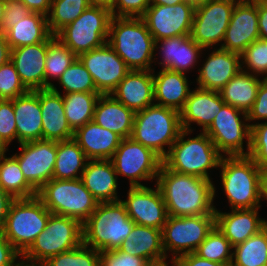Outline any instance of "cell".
<instances>
[{
    "mask_svg": "<svg viewBox=\"0 0 267 266\" xmlns=\"http://www.w3.org/2000/svg\"><path fill=\"white\" fill-rule=\"evenodd\" d=\"M88 159L77 142L71 138L57 141V154L53 170L54 179H79Z\"/></svg>",
    "mask_w": 267,
    "mask_h": 266,
    "instance_id": "cell-35",
    "label": "cell"
},
{
    "mask_svg": "<svg viewBox=\"0 0 267 266\" xmlns=\"http://www.w3.org/2000/svg\"><path fill=\"white\" fill-rule=\"evenodd\" d=\"M76 58L59 38L51 34L45 60V89L51 88Z\"/></svg>",
    "mask_w": 267,
    "mask_h": 266,
    "instance_id": "cell-38",
    "label": "cell"
},
{
    "mask_svg": "<svg viewBox=\"0 0 267 266\" xmlns=\"http://www.w3.org/2000/svg\"><path fill=\"white\" fill-rule=\"evenodd\" d=\"M0 187L14 199L37 196V190L25 179L12 155L0 156Z\"/></svg>",
    "mask_w": 267,
    "mask_h": 266,
    "instance_id": "cell-37",
    "label": "cell"
},
{
    "mask_svg": "<svg viewBox=\"0 0 267 266\" xmlns=\"http://www.w3.org/2000/svg\"><path fill=\"white\" fill-rule=\"evenodd\" d=\"M50 214L37 196L14 199L2 230L5 238L22 255L46 228Z\"/></svg>",
    "mask_w": 267,
    "mask_h": 266,
    "instance_id": "cell-8",
    "label": "cell"
},
{
    "mask_svg": "<svg viewBox=\"0 0 267 266\" xmlns=\"http://www.w3.org/2000/svg\"><path fill=\"white\" fill-rule=\"evenodd\" d=\"M201 57L206 58L203 61L200 58L194 81L196 87L201 89L219 91L242 70L241 55L238 53L222 48H207L202 51Z\"/></svg>",
    "mask_w": 267,
    "mask_h": 266,
    "instance_id": "cell-19",
    "label": "cell"
},
{
    "mask_svg": "<svg viewBox=\"0 0 267 266\" xmlns=\"http://www.w3.org/2000/svg\"><path fill=\"white\" fill-rule=\"evenodd\" d=\"M100 252L83 243L45 261L43 266H100Z\"/></svg>",
    "mask_w": 267,
    "mask_h": 266,
    "instance_id": "cell-43",
    "label": "cell"
},
{
    "mask_svg": "<svg viewBox=\"0 0 267 266\" xmlns=\"http://www.w3.org/2000/svg\"><path fill=\"white\" fill-rule=\"evenodd\" d=\"M247 117L250 127L261 121H267V78H262L256 99L252 108L247 112Z\"/></svg>",
    "mask_w": 267,
    "mask_h": 266,
    "instance_id": "cell-51",
    "label": "cell"
},
{
    "mask_svg": "<svg viewBox=\"0 0 267 266\" xmlns=\"http://www.w3.org/2000/svg\"><path fill=\"white\" fill-rule=\"evenodd\" d=\"M189 76L169 69H153L154 102L156 105L181 111L191 91ZM190 84V85H189Z\"/></svg>",
    "mask_w": 267,
    "mask_h": 266,
    "instance_id": "cell-30",
    "label": "cell"
},
{
    "mask_svg": "<svg viewBox=\"0 0 267 266\" xmlns=\"http://www.w3.org/2000/svg\"><path fill=\"white\" fill-rule=\"evenodd\" d=\"M188 1H190V2H192V3H194L196 5V4L205 2L206 0H188Z\"/></svg>",
    "mask_w": 267,
    "mask_h": 266,
    "instance_id": "cell-65",
    "label": "cell"
},
{
    "mask_svg": "<svg viewBox=\"0 0 267 266\" xmlns=\"http://www.w3.org/2000/svg\"><path fill=\"white\" fill-rule=\"evenodd\" d=\"M193 133L190 130H181L168 154L162 159L163 164L180 174L213 180L209 172L219 169L223 155L205 132H197L191 138Z\"/></svg>",
    "mask_w": 267,
    "mask_h": 266,
    "instance_id": "cell-2",
    "label": "cell"
},
{
    "mask_svg": "<svg viewBox=\"0 0 267 266\" xmlns=\"http://www.w3.org/2000/svg\"><path fill=\"white\" fill-rule=\"evenodd\" d=\"M10 50L5 34L0 31V66L10 60Z\"/></svg>",
    "mask_w": 267,
    "mask_h": 266,
    "instance_id": "cell-57",
    "label": "cell"
},
{
    "mask_svg": "<svg viewBox=\"0 0 267 266\" xmlns=\"http://www.w3.org/2000/svg\"><path fill=\"white\" fill-rule=\"evenodd\" d=\"M231 266H267V231L265 228L233 247Z\"/></svg>",
    "mask_w": 267,
    "mask_h": 266,
    "instance_id": "cell-39",
    "label": "cell"
},
{
    "mask_svg": "<svg viewBox=\"0 0 267 266\" xmlns=\"http://www.w3.org/2000/svg\"><path fill=\"white\" fill-rule=\"evenodd\" d=\"M260 194L261 200L267 201V166L260 168Z\"/></svg>",
    "mask_w": 267,
    "mask_h": 266,
    "instance_id": "cell-58",
    "label": "cell"
},
{
    "mask_svg": "<svg viewBox=\"0 0 267 266\" xmlns=\"http://www.w3.org/2000/svg\"><path fill=\"white\" fill-rule=\"evenodd\" d=\"M48 46L49 37L44 42L10 50V61L29 91L45 89V60Z\"/></svg>",
    "mask_w": 267,
    "mask_h": 266,
    "instance_id": "cell-23",
    "label": "cell"
},
{
    "mask_svg": "<svg viewBox=\"0 0 267 266\" xmlns=\"http://www.w3.org/2000/svg\"><path fill=\"white\" fill-rule=\"evenodd\" d=\"M73 139L84 151L88 160H111L122 138L94 120L74 131Z\"/></svg>",
    "mask_w": 267,
    "mask_h": 266,
    "instance_id": "cell-29",
    "label": "cell"
},
{
    "mask_svg": "<svg viewBox=\"0 0 267 266\" xmlns=\"http://www.w3.org/2000/svg\"><path fill=\"white\" fill-rule=\"evenodd\" d=\"M181 130L179 111L153 104L135 112L131 138L163 159Z\"/></svg>",
    "mask_w": 267,
    "mask_h": 266,
    "instance_id": "cell-6",
    "label": "cell"
},
{
    "mask_svg": "<svg viewBox=\"0 0 267 266\" xmlns=\"http://www.w3.org/2000/svg\"><path fill=\"white\" fill-rule=\"evenodd\" d=\"M37 197L52 214L76 219L81 224L96 210L99 203L81 178H53L37 191Z\"/></svg>",
    "mask_w": 267,
    "mask_h": 266,
    "instance_id": "cell-7",
    "label": "cell"
},
{
    "mask_svg": "<svg viewBox=\"0 0 267 266\" xmlns=\"http://www.w3.org/2000/svg\"><path fill=\"white\" fill-rule=\"evenodd\" d=\"M181 2H190L188 0H150V5H176Z\"/></svg>",
    "mask_w": 267,
    "mask_h": 266,
    "instance_id": "cell-60",
    "label": "cell"
},
{
    "mask_svg": "<svg viewBox=\"0 0 267 266\" xmlns=\"http://www.w3.org/2000/svg\"><path fill=\"white\" fill-rule=\"evenodd\" d=\"M83 243L82 224L73 218L50 214L46 228L21 255L25 261L43 264L49 258Z\"/></svg>",
    "mask_w": 267,
    "mask_h": 266,
    "instance_id": "cell-9",
    "label": "cell"
},
{
    "mask_svg": "<svg viewBox=\"0 0 267 266\" xmlns=\"http://www.w3.org/2000/svg\"><path fill=\"white\" fill-rule=\"evenodd\" d=\"M205 133L223 156L249 153L251 127L247 113L238 108L225 104Z\"/></svg>",
    "mask_w": 267,
    "mask_h": 266,
    "instance_id": "cell-12",
    "label": "cell"
},
{
    "mask_svg": "<svg viewBox=\"0 0 267 266\" xmlns=\"http://www.w3.org/2000/svg\"><path fill=\"white\" fill-rule=\"evenodd\" d=\"M100 95V92L62 94L67 122L73 131L93 120L95 105Z\"/></svg>",
    "mask_w": 267,
    "mask_h": 266,
    "instance_id": "cell-36",
    "label": "cell"
},
{
    "mask_svg": "<svg viewBox=\"0 0 267 266\" xmlns=\"http://www.w3.org/2000/svg\"><path fill=\"white\" fill-rule=\"evenodd\" d=\"M248 156L259 168L267 166V121L251 126Z\"/></svg>",
    "mask_w": 267,
    "mask_h": 266,
    "instance_id": "cell-46",
    "label": "cell"
},
{
    "mask_svg": "<svg viewBox=\"0 0 267 266\" xmlns=\"http://www.w3.org/2000/svg\"><path fill=\"white\" fill-rule=\"evenodd\" d=\"M220 185L229 209L262 206L260 168L248 155L223 156L219 169Z\"/></svg>",
    "mask_w": 267,
    "mask_h": 266,
    "instance_id": "cell-4",
    "label": "cell"
},
{
    "mask_svg": "<svg viewBox=\"0 0 267 266\" xmlns=\"http://www.w3.org/2000/svg\"><path fill=\"white\" fill-rule=\"evenodd\" d=\"M264 228H265L266 231H267V219H265Z\"/></svg>",
    "mask_w": 267,
    "mask_h": 266,
    "instance_id": "cell-67",
    "label": "cell"
},
{
    "mask_svg": "<svg viewBox=\"0 0 267 266\" xmlns=\"http://www.w3.org/2000/svg\"><path fill=\"white\" fill-rule=\"evenodd\" d=\"M203 50L190 35L157 40L154 48V67L158 64L160 69H169L185 74L194 72V69H198L199 65L197 64L200 62Z\"/></svg>",
    "mask_w": 267,
    "mask_h": 266,
    "instance_id": "cell-20",
    "label": "cell"
},
{
    "mask_svg": "<svg viewBox=\"0 0 267 266\" xmlns=\"http://www.w3.org/2000/svg\"><path fill=\"white\" fill-rule=\"evenodd\" d=\"M111 161L118 178L128 179L129 187L146 186L142 181L155 180L163 163L152 149L134 141L131 137L121 140ZM120 176V177H119Z\"/></svg>",
    "mask_w": 267,
    "mask_h": 266,
    "instance_id": "cell-13",
    "label": "cell"
},
{
    "mask_svg": "<svg viewBox=\"0 0 267 266\" xmlns=\"http://www.w3.org/2000/svg\"><path fill=\"white\" fill-rule=\"evenodd\" d=\"M151 262L119 249L100 252V266H148Z\"/></svg>",
    "mask_w": 267,
    "mask_h": 266,
    "instance_id": "cell-48",
    "label": "cell"
},
{
    "mask_svg": "<svg viewBox=\"0 0 267 266\" xmlns=\"http://www.w3.org/2000/svg\"><path fill=\"white\" fill-rule=\"evenodd\" d=\"M134 224L120 200L98 203L82 224L83 244L99 251L118 249Z\"/></svg>",
    "mask_w": 267,
    "mask_h": 266,
    "instance_id": "cell-5",
    "label": "cell"
},
{
    "mask_svg": "<svg viewBox=\"0 0 267 266\" xmlns=\"http://www.w3.org/2000/svg\"><path fill=\"white\" fill-rule=\"evenodd\" d=\"M28 91L10 60L0 66V99H15Z\"/></svg>",
    "mask_w": 267,
    "mask_h": 266,
    "instance_id": "cell-45",
    "label": "cell"
},
{
    "mask_svg": "<svg viewBox=\"0 0 267 266\" xmlns=\"http://www.w3.org/2000/svg\"><path fill=\"white\" fill-rule=\"evenodd\" d=\"M175 265L176 266H231L229 264L219 263L200 258L195 253H188L178 257L175 260Z\"/></svg>",
    "mask_w": 267,
    "mask_h": 266,
    "instance_id": "cell-53",
    "label": "cell"
},
{
    "mask_svg": "<svg viewBox=\"0 0 267 266\" xmlns=\"http://www.w3.org/2000/svg\"><path fill=\"white\" fill-rule=\"evenodd\" d=\"M242 71L267 78V40L257 39L241 54Z\"/></svg>",
    "mask_w": 267,
    "mask_h": 266,
    "instance_id": "cell-44",
    "label": "cell"
},
{
    "mask_svg": "<svg viewBox=\"0 0 267 266\" xmlns=\"http://www.w3.org/2000/svg\"><path fill=\"white\" fill-rule=\"evenodd\" d=\"M13 101L16 120L17 143L42 139V115L40 90L28 91Z\"/></svg>",
    "mask_w": 267,
    "mask_h": 266,
    "instance_id": "cell-26",
    "label": "cell"
},
{
    "mask_svg": "<svg viewBox=\"0 0 267 266\" xmlns=\"http://www.w3.org/2000/svg\"><path fill=\"white\" fill-rule=\"evenodd\" d=\"M42 139L63 141L73 138L74 131L67 122L63 96L51 88L40 90Z\"/></svg>",
    "mask_w": 267,
    "mask_h": 266,
    "instance_id": "cell-28",
    "label": "cell"
},
{
    "mask_svg": "<svg viewBox=\"0 0 267 266\" xmlns=\"http://www.w3.org/2000/svg\"><path fill=\"white\" fill-rule=\"evenodd\" d=\"M19 259H21V254L5 238L3 231L0 230V266H13Z\"/></svg>",
    "mask_w": 267,
    "mask_h": 266,
    "instance_id": "cell-52",
    "label": "cell"
},
{
    "mask_svg": "<svg viewBox=\"0 0 267 266\" xmlns=\"http://www.w3.org/2000/svg\"><path fill=\"white\" fill-rule=\"evenodd\" d=\"M224 105L225 102L219 91L205 90L195 86L191 89L184 108L180 111L182 129L194 132L196 128L193 125L196 124L200 132H205Z\"/></svg>",
    "mask_w": 267,
    "mask_h": 266,
    "instance_id": "cell-22",
    "label": "cell"
},
{
    "mask_svg": "<svg viewBox=\"0 0 267 266\" xmlns=\"http://www.w3.org/2000/svg\"><path fill=\"white\" fill-rule=\"evenodd\" d=\"M148 266H176V265H175V260L164 259L161 261L151 262Z\"/></svg>",
    "mask_w": 267,
    "mask_h": 266,
    "instance_id": "cell-61",
    "label": "cell"
},
{
    "mask_svg": "<svg viewBox=\"0 0 267 266\" xmlns=\"http://www.w3.org/2000/svg\"><path fill=\"white\" fill-rule=\"evenodd\" d=\"M240 1L257 2V1H266V0H240Z\"/></svg>",
    "mask_w": 267,
    "mask_h": 266,
    "instance_id": "cell-66",
    "label": "cell"
},
{
    "mask_svg": "<svg viewBox=\"0 0 267 266\" xmlns=\"http://www.w3.org/2000/svg\"><path fill=\"white\" fill-rule=\"evenodd\" d=\"M8 151L9 149L0 140V156L6 154Z\"/></svg>",
    "mask_w": 267,
    "mask_h": 266,
    "instance_id": "cell-64",
    "label": "cell"
},
{
    "mask_svg": "<svg viewBox=\"0 0 267 266\" xmlns=\"http://www.w3.org/2000/svg\"><path fill=\"white\" fill-rule=\"evenodd\" d=\"M115 0H89L90 6L102 7L110 12L113 10Z\"/></svg>",
    "mask_w": 267,
    "mask_h": 266,
    "instance_id": "cell-59",
    "label": "cell"
},
{
    "mask_svg": "<svg viewBox=\"0 0 267 266\" xmlns=\"http://www.w3.org/2000/svg\"><path fill=\"white\" fill-rule=\"evenodd\" d=\"M13 266H43L42 264L32 263L23 260L22 258L19 259Z\"/></svg>",
    "mask_w": 267,
    "mask_h": 266,
    "instance_id": "cell-62",
    "label": "cell"
},
{
    "mask_svg": "<svg viewBox=\"0 0 267 266\" xmlns=\"http://www.w3.org/2000/svg\"><path fill=\"white\" fill-rule=\"evenodd\" d=\"M259 209H230L228 212L215 211V225L229 240L232 246L246 241L249 237L264 229L265 218L259 214Z\"/></svg>",
    "mask_w": 267,
    "mask_h": 266,
    "instance_id": "cell-24",
    "label": "cell"
},
{
    "mask_svg": "<svg viewBox=\"0 0 267 266\" xmlns=\"http://www.w3.org/2000/svg\"><path fill=\"white\" fill-rule=\"evenodd\" d=\"M261 81V77L241 70L219 93L225 104L247 113L254 104Z\"/></svg>",
    "mask_w": 267,
    "mask_h": 266,
    "instance_id": "cell-33",
    "label": "cell"
},
{
    "mask_svg": "<svg viewBox=\"0 0 267 266\" xmlns=\"http://www.w3.org/2000/svg\"><path fill=\"white\" fill-rule=\"evenodd\" d=\"M134 116L132 109L127 108L111 94H101L95 105L93 120L124 139L131 137Z\"/></svg>",
    "mask_w": 267,
    "mask_h": 266,
    "instance_id": "cell-31",
    "label": "cell"
},
{
    "mask_svg": "<svg viewBox=\"0 0 267 266\" xmlns=\"http://www.w3.org/2000/svg\"><path fill=\"white\" fill-rule=\"evenodd\" d=\"M214 226L215 215L168 216L162 229L165 256L176 260L182 255L194 253Z\"/></svg>",
    "mask_w": 267,
    "mask_h": 266,
    "instance_id": "cell-11",
    "label": "cell"
},
{
    "mask_svg": "<svg viewBox=\"0 0 267 266\" xmlns=\"http://www.w3.org/2000/svg\"><path fill=\"white\" fill-rule=\"evenodd\" d=\"M4 6H5V0H0V28H1L3 15H4Z\"/></svg>",
    "mask_w": 267,
    "mask_h": 266,
    "instance_id": "cell-63",
    "label": "cell"
},
{
    "mask_svg": "<svg viewBox=\"0 0 267 266\" xmlns=\"http://www.w3.org/2000/svg\"><path fill=\"white\" fill-rule=\"evenodd\" d=\"M194 253L206 260L231 265L233 246L215 225Z\"/></svg>",
    "mask_w": 267,
    "mask_h": 266,
    "instance_id": "cell-42",
    "label": "cell"
},
{
    "mask_svg": "<svg viewBox=\"0 0 267 266\" xmlns=\"http://www.w3.org/2000/svg\"><path fill=\"white\" fill-rule=\"evenodd\" d=\"M111 95L134 112L155 104L153 70H130Z\"/></svg>",
    "mask_w": 267,
    "mask_h": 266,
    "instance_id": "cell-25",
    "label": "cell"
},
{
    "mask_svg": "<svg viewBox=\"0 0 267 266\" xmlns=\"http://www.w3.org/2000/svg\"><path fill=\"white\" fill-rule=\"evenodd\" d=\"M111 18L112 14L109 10L89 6L55 36L78 57L107 43Z\"/></svg>",
    "mask_w": 267,
    "mask_h": 266,
    "instance_id": "cell-10",
    "label": "cell"
},
{
    "mask_svg": "<svg viewBox=\"0 0 267 266\" xmlns=\"http://www.w3.org/2000/svg\"><path fill=\"white\" fill-rule=\"evenodd\" d=\"M146 185L129 187L127 198L120 201L135 224L162 230L168 218L162 193L155 183V188Z\"/></svg>",
    "mask_w": 267,
    "mask_h": 266,
    "instance_id": "cell-18",
    "label": "cell"
},
{
    "mask_svg": "<svg viewBox=\"0 0 267 266\" xmlns=\"http://www.w3.org/2000/svg\"><path fill=\"white\" fill-rule=\"evenodd\" d=\"M258 28L260 39L267 40V0L258 1Z\"/></svg>",
    "mask_w": 267,
    "mask_h": 266,
    "instance_id": "cell-55",
    "label": "cell"
},
{
    "mask_svg": "<svg viewBox=\"0 0 267 266\" xmlns=\"http://www.w3.org/2000/svg\"><path fill=\"white\" fill-rule=\"evenodd\" d=\"M155 184L162 193L168 216L215 215L218 191L213 180L180 174L162 163Z\"/></svg>",
    "mask_w": 267,
    "mask_h": 266,
    "instance_id": "cell-1",
    "label": "cell"
},
{
    "mask_svg": "<svg viewBox=\"0 0 267 266\" xmlns=\"http://www.w3.org/2000/svg\"><path fill=\"white\" fill-rule=\"evenodd\" d=\"M57 141L36 140L19 144V152L12 154L18 161L25 179L38 191L53 179Z\"/></svg>",
    "mask_w": 267,
    "mask_h": 266,
    "instance_id": "cell-16",
    "label": "cell"
},
{
    "mask_svg": "<svg viewBox=\"0 0 267 266\" xmlns=\"http://www.w3.org/2000/svg\"><path fill=\"white\" fill-rule=\"evenodd\" d=\"M238 0H206L196 4L190 36L203 49L220 48Z\"/></svg>",
    "mask_w": 267,
    "mask_h": 266,
    "instance_id": "cell-14",
    "label": "cell"
},
{
    "mask_svg": "<svg viewBox=\"0 0 267 266\" xmlns=\"http://www.w3.org/2000/svg\"><path fill=\"white\" fill-rule=\"evenodd\" d=\"M90 6L89 0H52L47 16L48 28L56 35L66 25L73 22Z\"/></svg>",
    "mask_w": 267,
    "mask_h": 266,
    "instance_id": "cell-41",
    "label": "cell"
},
{
    "mask_svg": "<svg viewBox=\"0 0 267 266\" xmlns=\"http://www.w3.org/2000/svg\"><path fill=\"white\" fill-rule=\"evenodd\" d=\"M259 38L258 1L238 0L220 48L241 55Z\"/></svg>",
    "mask_w": 267,
    "mask_h": 266,
    "instance_id": "cell-21",
    "label": "cell"
},
{
    "mask_svg": "<svg viewBox=\"0 0 267 266\" xmlns=\"http://www.w3.org/2000/svg\"><path fill=\"white\" fill-rule=\"evenodd\" d=\"M93 78L101 94H111L130 69L114 49L106 43L78 56Z\"/></svg>",
    "mask_w": 267,
    "mask_h": 266,
    "instance_id": "cell-17",
    "label": "cell"
},
{
    "mask_svg": "<svg viewBox=\"0 0 267 266\" xmlns=\"http://www.w3.org/2000/svg\"><path fill=\"white\" fill-rule=\"evenodd\" d=\"M150 6V0H115L113 10L114 17L141 18Z\"/></svg>",
    "mask_w": 267,
    "mask_h": 266,
    "instance_id": "cell-50",
    "label": "cell"
},
{
    "mask_svg": "<svg viewBox=\"0 0 267 266\" xmlns=\"http://www.w3.org/2000/svg\"><path fill=\"white\" fill-rule=\"evenodd\" d=\"M32 11L20 0H5L4 15L0 31L5 33L10 27L18 23Z\"/></svg>",
    "mask_w": 267,
    "mask_h": 266,
    "instance_id": "cell-49",
    "label": "cell"
},
{
    "mask_svg": "<svg viewBox=\"0 0 267 266\" xmlns=\"http://www.w3.org/2000/svg\"><path fill=\"white\" fill-rule=\"evenodd\" d=\"M27 8L32 12L43 14L48 16L51 9L52 0H20Z\"/></svg>",
    "mask_w": 267,
    "mask_h": 266,
    "instance_id": "cell-54",
    "label": "cell"
},
{
    "mask_svg": "<svg viewBox=\"0 0 267 266\" xmlns=\"http://www.w3.org/2000/svg\"><path fill=\"white\" fill-rule=\"evenodd\" d=\"M10 49L44 42L50 35L47 17L32 12L5 33Z\"/></svg>",
    "mask_w": 267,
    "mask_h": 266,
    "instance_id": "cell-34",
    "label": "cell"
},
{
    "mask_svg": "<svg viewBox=\"0 0 267 266\" xmlns=\"http://www.w3.org/2000/svg\"><path fill=\"white\" fill-rule=\"evenodd\" d=\"M118 249L150 262L167 259L162 246V230L154 227L134 224L129 236Z\"/></svg>",
    "mask_w": 267,
    "mask_h": 266,
    "instance_id": "cell-32",
    "label": "cell"
},
{
    "mask_svg": "<svg viewBox=\"0 0 267 266\" xmlns=\"http://www.w3.org/2000/svg\"><path fill=\"white\" fill-rule=\"evenodd\" d=\"M107 43L130 70H153L155 41L142 18L114 17Z\"/></svg>",
    "mask_w": 267,
    "mask_h": 266,
    "instance_id": "cell-3",
    "label": "cell"
},
{
    "mask_svg": "<svg viewBox=\"0 0 267 266\" xmlns=\"http://www.w3.org/2000/svg\"><path fill=\"white\" fill-rule=\"evenodd\" d=\"M15 123L13 101L0 99V140L8 149L14 140L17 142Z\"/></svg>",
    "mask_w": 267,
    "mask_h": 266,
    "instance_id": "cell-47",
    "label": "cell"
},
{
    "mask_svg": "<svg viewBox=\"0 0 267 266\" xmlns=\"http://www.w3.org/2000/svg\"><path fill=\"white\" fill-rule=\"evenodd\" d=\"M81 179L99 203L121 199L118 195L119 178L111 160H88Z\"/></svg>",
    "mask_w": 267,
    "mask_h": 266,
    "instance_id": "cell-27",
    "label": "cell"
},
{
    "mask_svg": "<svg viewBox=\"0 0 267 266\" xmlns=\"http://www.w3.org/2000/svg\"><path fill=\"white\" fill-rule=\"evenodd\" d=\"M14 198L0 187V230H3L10 204Z\"/></svg>",
    "mask_w": 267,
    "mask_h": 266,
    "instance_id": "cell-56",
    "label": "cell"
},
{
    "mask_svg": "<svg viewBox=\"0 0 267 266\" xmlns=\"http://www.w3.org/2000/svg\"><path fill=\"white\" fill-rule=\"evenodd\" d=\"M192 2L176 5H150L141 17L154 41L190 35L195 11Z\"/></svg>",
    "mask_w": 267,
    "mask_h": 266,
    "instance_id": "cell-15",
    "label": "cell"
},
{
    "mask_svg": "<svg viewBox=\"0 0 267 266\" xmlns=\"http://www.w3.org/2000/svg\"><path fill=\"white\" fill-rule=\"evenodd\" d=\"M57 84L59 85L58 88ZM57 84H53L51 89L60 94L74 92H99L96 89L92 76L78 57L62 73L61 77L57 80ZM60 88L63 91H61Z\"/></svg>",
    "mask_w": 267,
    "mask_h": 266,
    "instance_id": "cell-40",
    "label": "cell"
}]
</instances>
